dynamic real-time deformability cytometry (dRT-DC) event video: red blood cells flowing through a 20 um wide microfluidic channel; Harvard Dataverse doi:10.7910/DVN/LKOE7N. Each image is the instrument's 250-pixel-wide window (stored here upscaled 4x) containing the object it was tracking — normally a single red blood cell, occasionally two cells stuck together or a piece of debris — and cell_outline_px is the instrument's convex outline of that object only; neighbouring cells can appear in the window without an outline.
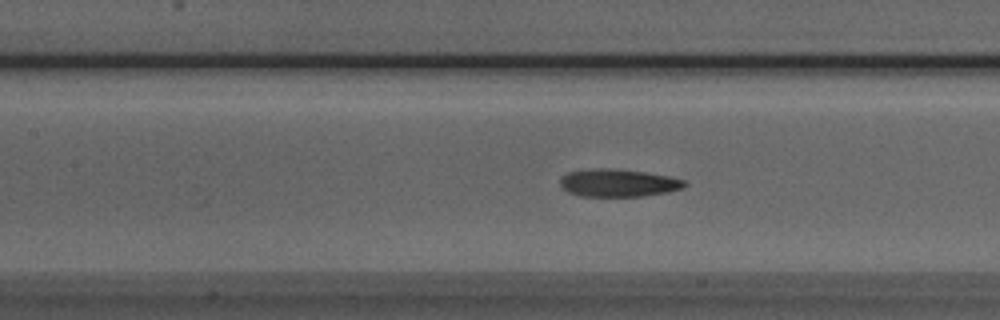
{"species": "Egyptian fruit bat (a non-hibernating species)", "species_latin": "Rousettus aegyptiacus", "temperature_condition": "room temperature", "stored_images_in_passage": 50, "camera_frame_rate_fps": 3000, "um_per_image_px": 0.085, "animal": {"sex": "male"}, "frame": {"image": 1, "passage_image": 21, "time_ms": 6.667, "image_size_px": [1000, 320], "cell_outline_px": [[688, 184], [684, 188], [668, 192], [644, 196], [580, 196], [568, 192], [560, 184], [560, 180], [568, 172], [600, 168], [644, 172], [668, 176], [684, 180]], "centroid_in_image_um": [52.59, 15.56], "position_along_channel_um": 154.8, "area_um2": 19.77}}
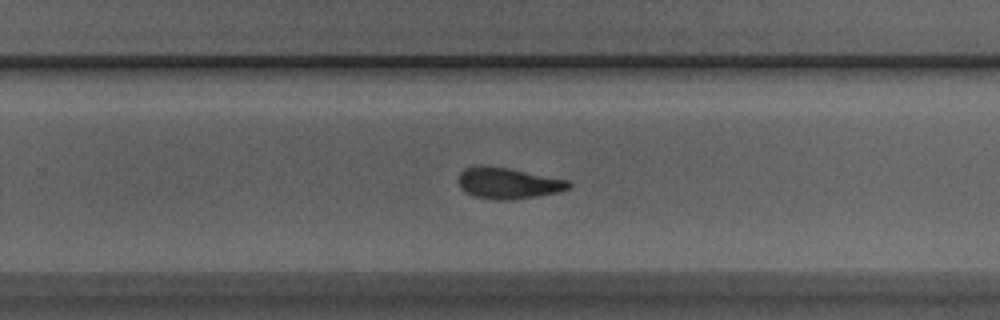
{"frame": {"image": 2, "passage_image": 31, "time_ms": 10.0, "image_size_px": [1000, 320], "cell_outline_px": [[572, 184], [568, 188], [560, 192], [512, 200], [496, 200], [472, 196], [460, 184], [460, 172], [464, 168], [508, 168], [568, 180]], "centroid_in_image_um": [43.27, 15.61], "position_along_channel_um": 286.5, "area_um2": 19.25}}
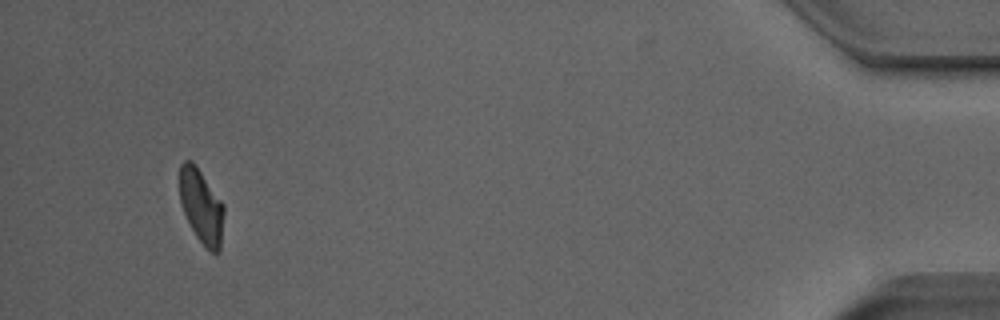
{"frame": {"image": 3, "passage_image": 47, "time_ms": 15.333, "image_size_px": [1000, 320], "cell_outline_px": [[224, 212], [220, 252], [216, 256], [196, 236], [184, 212], [180, 200], [180, 164], [184, 160], [192, 160], [196, 164], [224, 204]], "centroid_in_image_um": [17.13, 17.51], "position_along_channel_um": 418.1, "area_um2": 19.13}, "authors_computed_cell_mechanics": {"area_um2": 20.2878, "velocity_mm_per_s": 3.9687, "shape_relaxation_time_tau1_ms": null, "shape_relaxation_time_tau2_ms": 3.7052, "deformation_change_tau1": null, "deformation_change_tau2": 0.1185}}